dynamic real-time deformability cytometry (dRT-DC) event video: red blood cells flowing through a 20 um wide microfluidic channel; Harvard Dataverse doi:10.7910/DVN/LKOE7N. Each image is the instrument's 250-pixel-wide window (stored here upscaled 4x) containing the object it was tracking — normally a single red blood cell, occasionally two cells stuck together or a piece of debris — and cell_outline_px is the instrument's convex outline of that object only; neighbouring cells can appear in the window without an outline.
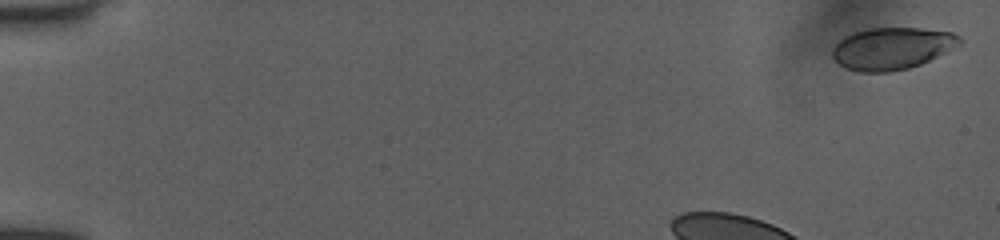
{"species": "human", "species_latin": "Homo sapiens", "temperature_condition": "room temperature", "stored_images_in_passage": 17, "segment_of_instrument_passage": [1, 2], "camera_frame_rate_fps": 3000, "um_per_image_px": 0.085, "donor": {"sex": "female"}, "frame": {"image": 1, "passage_image": 1, "time_ms": 0.0, "image_size_px": [1000, 240], "cell_outline_px": [[964, 40], [960, 44], [920, 64], [908, 68], [888, 72], [860, 72], [844, 68], [832, 56], [832, 48], [844, 36], [852, 32], [868, 28], [920, 28], [952, 32], [960, 36]], "centroid_in_image_um": [75.79, 4.1], "position_along_channel_um": 9.2, "area_um2": 31.1}}
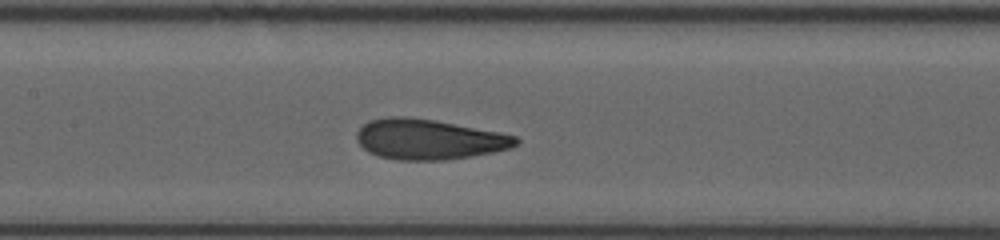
{"frame": {"image": 2, "passage_image": 11, "time_ms": 6.667, "image_size_px": [1000, 240], "cell_outline_px": [[520, 140], [512, 148], [472, 156], [444, 160], [396, 160], [380, 156], [368, 152], [356, 140], [356, 132], [368, 120], [388, 116], [404, 116], [436, 120], [516, 136]], "centroid_in_image_um": [36.41, 11.84], "position_along_channel_um": 171.0, "area_um2": 37.34}}
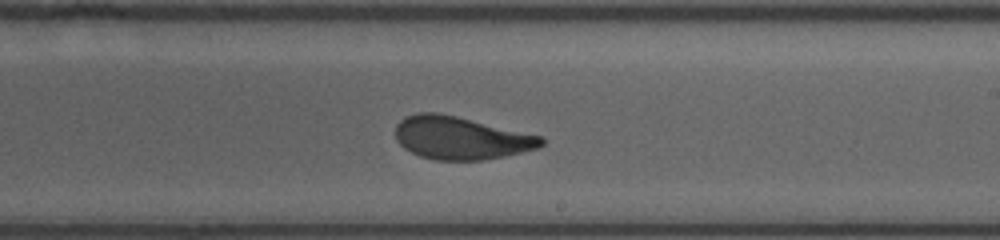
{"frame": {"image": 3, "passage_image": 14, "time_ms": 8.667, "image_size_px": [1000, 240], "cell_outline_px": [[544, 144], [540, 148], [504, 156], [484, 160], [436, 160], [420, 156], [404, 148], [396, 140], [396, 124], [404, 116], [416, 112], [436, 112], [456, 116], [544, 136]], "centroid_in_image_um": [39.18, 11.72], "position_along_channel_um": 249.8, "area_um2": 36.65}}